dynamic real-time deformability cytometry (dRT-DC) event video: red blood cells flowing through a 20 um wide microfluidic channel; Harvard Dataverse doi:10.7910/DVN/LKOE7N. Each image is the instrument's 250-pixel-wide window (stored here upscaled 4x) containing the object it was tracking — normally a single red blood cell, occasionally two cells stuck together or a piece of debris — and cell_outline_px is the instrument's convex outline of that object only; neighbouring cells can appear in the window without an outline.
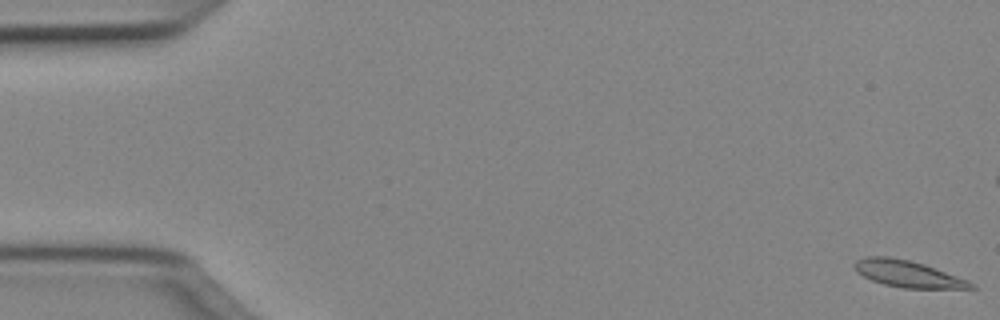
{"species": "Egyptian fruit bat (a non-hibernating species)", "species_latin": "Rousettus aegyptiacus", "temperature_condition": "cold", "stored_images_in_passage": 52, "camera_frame_rate_fps": 3000, "um_per_image_px": 0.085, "animal": {"sex": "female"}, "frame": {"image": 1, "passage_image": 1, "time_ms": 0.0, "image_size_px": [1000, 320], "cell_outline_px": [[976, 288], [904, 288], [884, 284], [872, 280], [856, 272], [852, 268], [852, 264], [856, 260], [864, 256], [888, 256], [908, 260], [924, 264], [968, 280], [976, 284]], "centroid_in_image_um": [77.11, 23.26], "position_along_channel_um": 7.9, "area_um2": 18.09}}
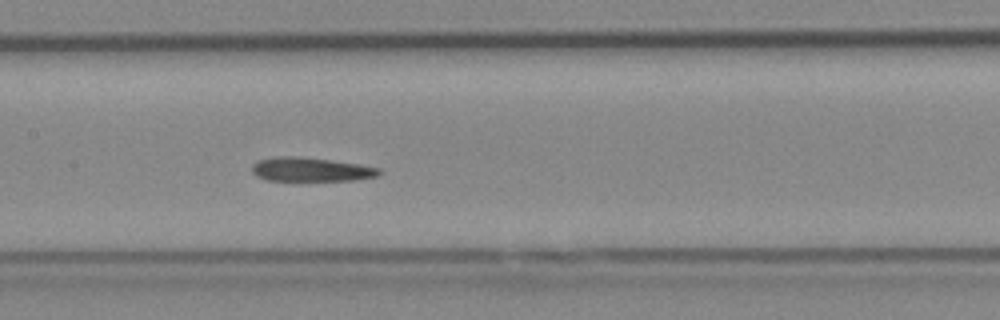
{"frame": {"image": 2, "passage_image": 25, "time_ms": 8.0, "image_size_px": [1000, 320], "cell_outline_px": [[380, 172], [376, 176], [356, 180], [268, 180], [256, 176], [252, 172], [252, 164], [256, 160], [272, 156], [300, 156], [332, 160], [380, 168]], "centroid_in_image_um": [26.35, 14.39], "position_along_channel_um": 181.1, "area_um2": 17.74}}
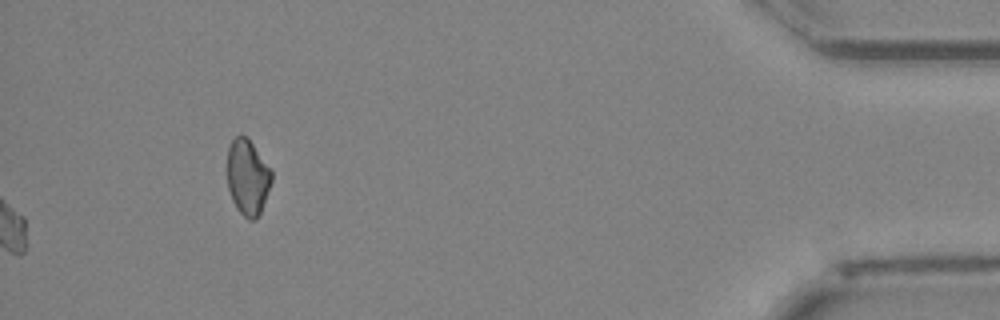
{"frame": {"image": 3, "passage_image": 52, "time_ms": 17.0, "image_size_px": [1000, 320], "cell_outline_px": [[272, 180], [260, 212], [256, 220], [248, 220], [236, 208], [232, 200], [228, 188], [228, 148], [232, 140], [240, 132], [248, 136], [272, 172]], "centroid_in_image_um": [21.04, 15.03], "position_along_channel_um": 414.2, "area_um2": 19.54}, "authors_computed_cell_mechanics": {"area_um2": 18.1203, "velocity_mm_per_s": 4.0055, "shape_relaxation_time_tau1_ms": 3.9954, "shape_relaxation_time_tau2_ms": 4.6282, "deformation_change_tau1": 0.1457, "deformation_change_tau2": 0.1384}}